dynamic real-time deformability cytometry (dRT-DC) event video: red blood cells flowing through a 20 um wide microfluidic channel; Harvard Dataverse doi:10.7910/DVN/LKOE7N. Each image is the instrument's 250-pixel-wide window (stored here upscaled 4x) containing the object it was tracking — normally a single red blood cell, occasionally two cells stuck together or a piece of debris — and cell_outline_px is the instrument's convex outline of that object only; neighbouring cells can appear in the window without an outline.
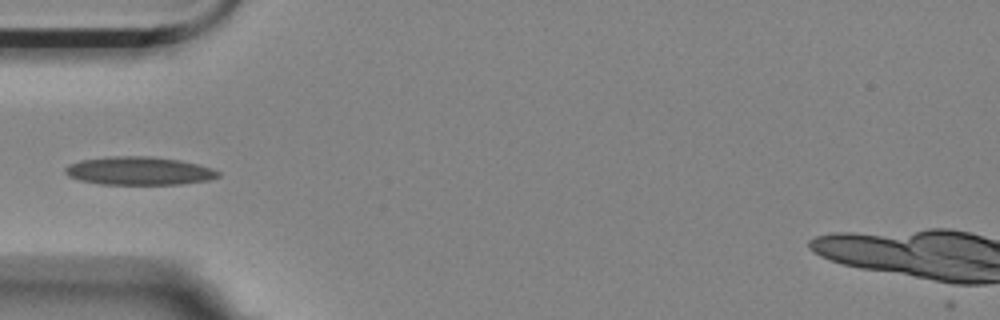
{"species": "Egyptian fruit bat (a non-hibernating species)", "species_latin": "Rousettus aegyptiacus", "temperature_condition": "room temperature", "stored_images_in_passage": 11, "camera_frame_rate_fps": 3000, "um_per_image_px": 0.085, "animal": {"sex": "female"}, "frame": {"image": 1, "passage_image": 5, "time_ms": 1.333, "image_size_px": [1000, 320], "cell_outline_px": [[220, 176], [208, 180], [180, 184], [100, 184], [80, 180], [68, 176], [64, 172], [64, 168], [68, 164], [80, 160], [108, 156], [152, 156], [180, 160], [212, 168], [220, 172]], "centroid_in_image_um": [11.79, 14.51], "position_along_channel_um": 73.2, "area_um2": 25.26}}
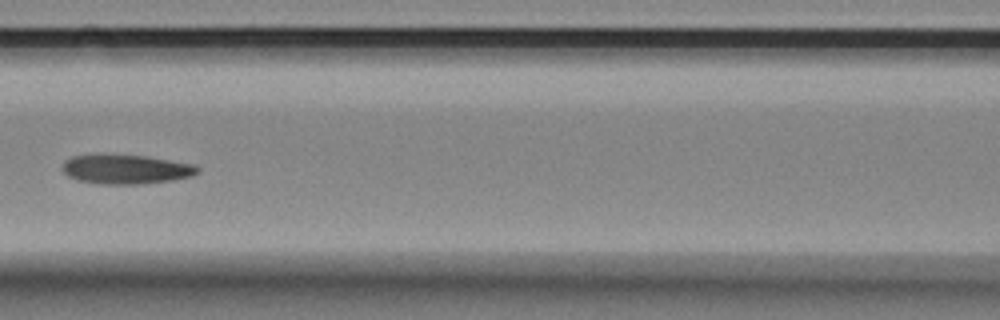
{"frame": {"image": 2, "passage_image": 7, "time_ms": 2.0, "image_size_px": [1000, 320], "cell_outline_px": [[200, 172], [192, 176], [172, 180], [140, 184], [104, 184], [80, 180], [68, 176], [60, 168], [64, 160], [72, 156], [100, 152], [148, 156], [196, 164], [200, 168]], "centroid_in_image_um": [10.69, 14.34], "position_along_channel_um": 155.9, "area_um2": 23.93}}
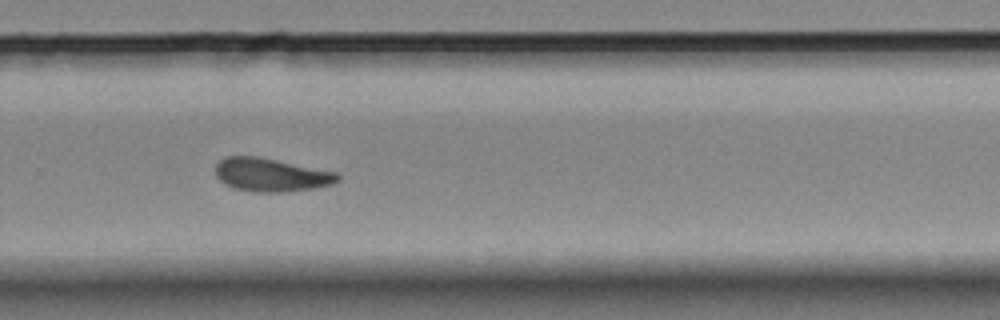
{"frame": {"image": 3, "passage_image": 11, "time_ms": 3.333, "image_size_px": [1000, 320], "cell_outline_px": [[340, 180], [332, 184], [316, 188], [280, 192], [256, 192], [236, 188], [224, 184], [216, 176], [216, 164], [220, 160], [228, 156], [256, 156], [336, 172], [340, 176]], "centroid_in_image_um": [23.04, 14.86], "position_along_channel_um": 306.8, "area_um2": 23.52}}